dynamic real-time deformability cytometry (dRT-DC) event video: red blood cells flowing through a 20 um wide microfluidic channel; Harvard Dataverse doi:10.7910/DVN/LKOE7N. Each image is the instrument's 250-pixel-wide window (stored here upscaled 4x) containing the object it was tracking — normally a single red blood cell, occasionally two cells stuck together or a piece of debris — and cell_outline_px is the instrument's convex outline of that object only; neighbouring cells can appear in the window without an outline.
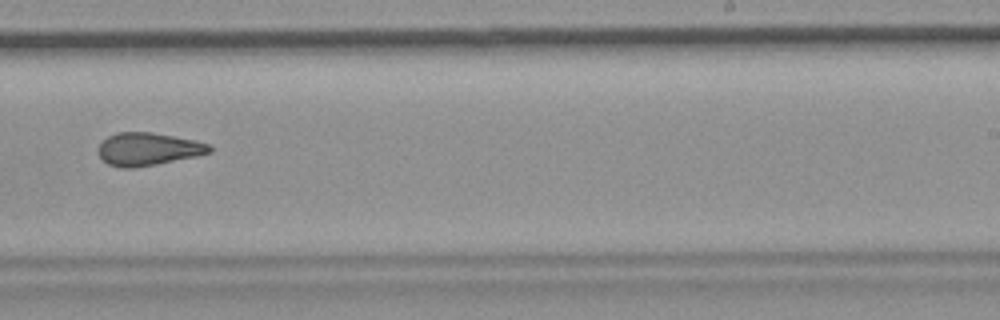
{"species": "common noctule bat (a hibernating species)", "species_latin": "Nyctalus noctula", "temperature_condition": "room temperature", "stored_images_in_passage": 15, "camera_frame_rate_fps": 3000, "um_per_image_px": 0.085, "animal": {"sex": "female", "body_mass_g": 19.9}, "frame": {"image": 1, "passage_image": 9, "time_ms": 2.667, "image_size_px": [1000, 320], "cell_outline_px": [[212, 152], [196, 156], [136, 168], [120, 168], [108, 164], [100, 156], [100, 144], [108, 136], [116, 132], [152, 132], [196, 140], [208, 144], [212, 148]], "centroid_in_image_um": [12.6, 12.67], "position_along_channel_um": 276.4, "area_um2": 21.15}}